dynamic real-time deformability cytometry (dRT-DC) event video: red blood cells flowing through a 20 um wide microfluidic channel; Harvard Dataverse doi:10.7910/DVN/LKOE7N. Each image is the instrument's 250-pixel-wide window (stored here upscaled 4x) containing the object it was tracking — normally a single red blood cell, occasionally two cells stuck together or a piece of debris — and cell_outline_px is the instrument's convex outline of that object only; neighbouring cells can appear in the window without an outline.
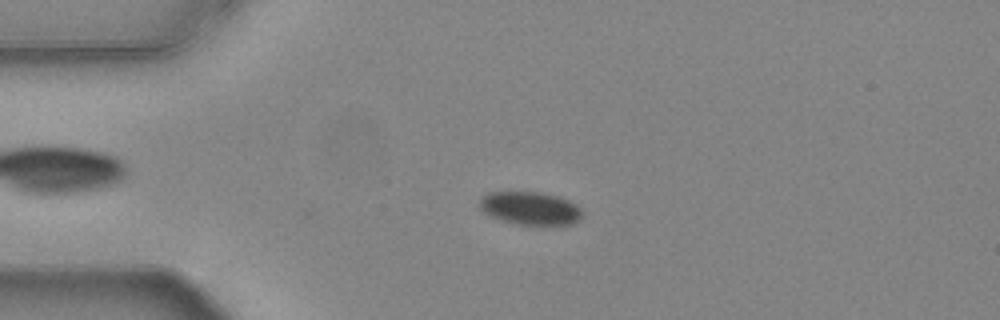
{"species": "common noctule bat (a hibernating species)", "species_latin": "Nyctalus noctula", "temperature_condition": "warm", "stored_images_in_passage": 47, "camera_frame_rate_fps": 3000, "um_per_image_px": 0.085, "animal": {"sex": "female", "body_mass_g": 24.6, "forearm_length_mm": 56.2}, "frame": {"image": 1, "passage_image": 13, "time_ms": 4.0, "image_size_px": [1000, 320], "cell_outline_px": [[580, 216], [576, 220], [568, 224], [516, 224], [500, 220], [484, 212], [480, 208], [480, 200], [488, 192], [540, 192], [556, 196], [568, 200], [576, 204], [580, 208]], "centroid_in_image_um": [45.02, 17.69], "position_along_channel_um": 40.0, "area_um2": 19.31}}
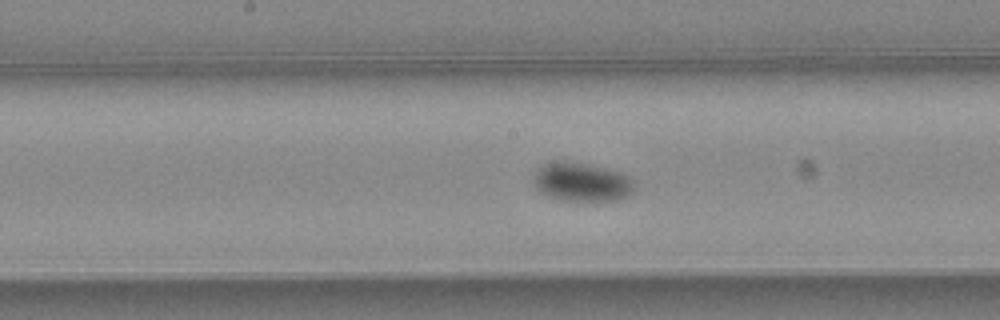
{"frame": {"image": 2, "passage_image": 28, "time_ms": 9.0, "image_size_px": [1000, 320], "cell_outline_px": [[632, 192], [628, 196], [616, 200], [584, 204], [560, 200], [548, 196], [536, 188], [532, 184], [532, 176], [540, 168], [556, 160], [568, 160], [608, 168], [628, 176], [632, 180]], "centroid_in_image_um": [49.42, 15.51], "position_along_channel_um": 198.8, "area_um2": 23.52}}
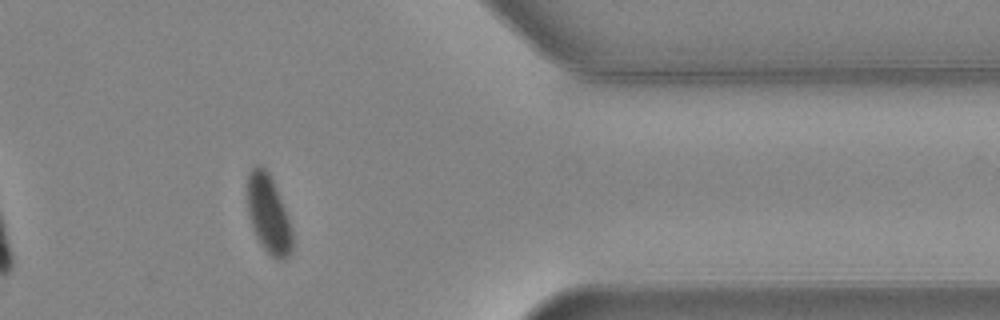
{"frame": {"image": 3, "passage_image": 45, "time_ms": 14.667, "image_size_px": [1000, 320], "cell_outline_px": [[292, 252], [288, 260], [280, 260], [272, 256], [264, 248], [256, 236], [252, 228], [248, 216], [248, 172], [256, 164], [260, 164], [268, 172], [276, 188], [284, 208], [292, 232]], "centroid_in_image_um": [22.81, 18.23], "position_along_channel_um": 388.6, "area_um2": 20.29}, "authors_computed_cell_mechanics": {"area_um2": 21.675, "velocity_mm_per_s": 3.7255, "shape_relaxation_time_tau1_ms": 6.2315, "shape_relaxation_time_tau2_ms": null, "deformation_change_tau1": 0.0699, "deformation_change_tau2": null}}